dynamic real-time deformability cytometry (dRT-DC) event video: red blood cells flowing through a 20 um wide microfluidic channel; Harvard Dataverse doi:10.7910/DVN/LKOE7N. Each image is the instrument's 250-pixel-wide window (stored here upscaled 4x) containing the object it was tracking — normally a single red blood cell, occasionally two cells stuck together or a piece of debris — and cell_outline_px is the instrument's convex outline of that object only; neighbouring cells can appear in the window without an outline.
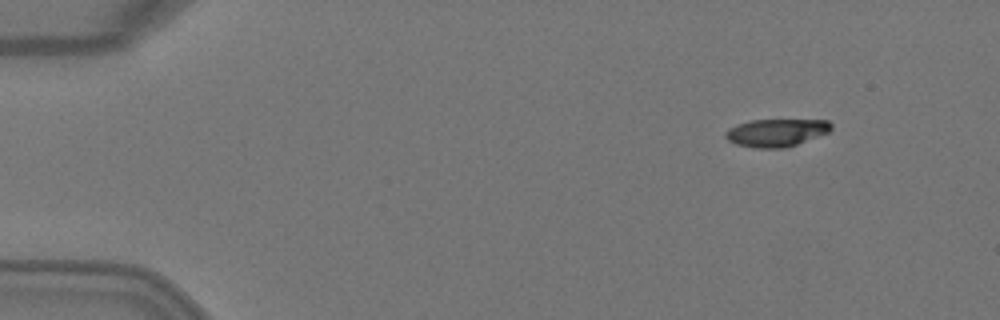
{"species": "Egyptian fruit bat (a non-hibernating species)", "species_latin": "Rousettus aegyptiacus", "temperature_condition": "warm", "stored_images_in_passage": 4, "camera_frame_rate_fps": 3000, "um_per_image_px": 0.085, "animal": {"sex": "female"}, "frame": {"image": 1, "passage_image": 2, "time_ms": 0.333, "image_size_px": [1000, 320], "cell_outline_px": [[832, 128], [828, 132], [796, 144], [784, 148], [756, 148], [736, 144], [728, 140], [724, 136], [724, 132], [728, 128], [736, 124], [752, 120], [828, 120], [832, 124]], "centroid_in_image_um": [65.94, 11.27], "position_along_channel_um": 19.1, "area_um2": 16.99}}
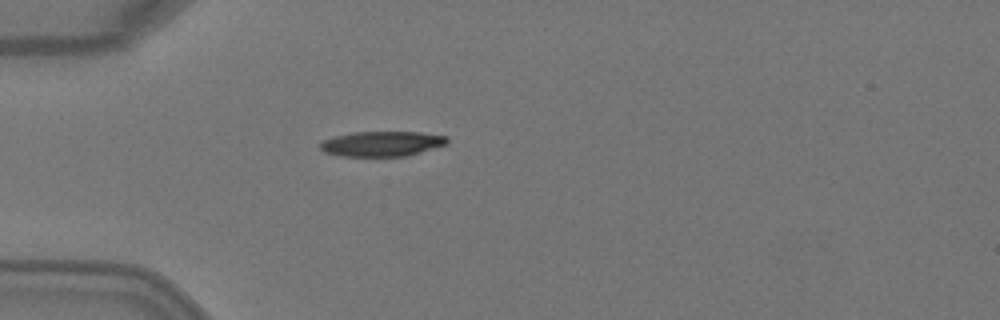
{"frame": {"image": 2, "passage_image": 4, "time_ms": 1.0, "image_size_px": [1000, 320], "cell_outline_px": [[448, 144], [420, 152], [404, 156], [344, 156], [324, 152], [320, 148], [320, 144], [324, 140], [336, 136], [352, 132], [420, 132], [448, 136]], "centroid_in_image_um": [32.5, 12.21], "position_along_channel_um": 52.5, "area_um2": 18.44}}